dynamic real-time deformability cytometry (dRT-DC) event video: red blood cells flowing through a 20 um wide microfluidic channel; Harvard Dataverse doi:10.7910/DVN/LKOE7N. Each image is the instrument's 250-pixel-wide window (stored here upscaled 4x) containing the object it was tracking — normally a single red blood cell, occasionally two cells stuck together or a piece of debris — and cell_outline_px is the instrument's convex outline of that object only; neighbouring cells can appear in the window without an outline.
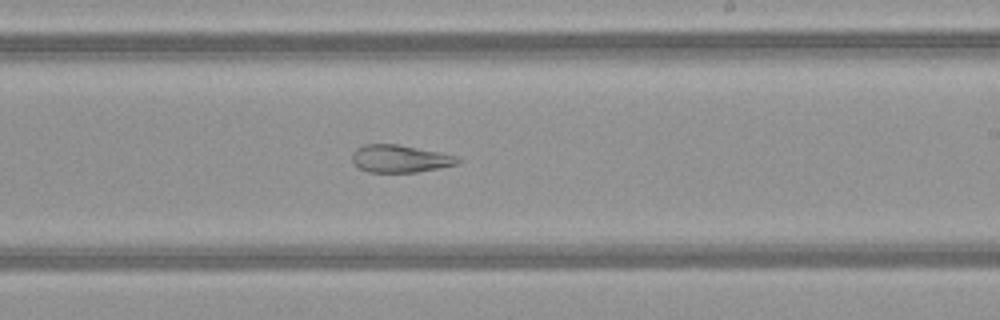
{"species": "common noctule bat (a hibernating species)", "species_latin": "Nyctalus noctula", "temperature_condition": "warm", "stored_images_in_passage": 50, "segment_of_instrument_passage": [2, 2], "camera_frame_rate_fps": 3000, "um_per_image_px": 0.085, "animal": {"sex": "female", "body_mass_g": 21.9}, "frame": {"image": 1, "passage_image": 30, "time_ms": 9.667, "image_size_px": [1000, 320], "cell_outline_px": [[464, 160], [456, 164], [440, 168], [416, 172], [368, 172], [360, 168], [352, 160], [352, 152], [356, 148], [364, 144], [396, 144], [440, 152], [456, 156]], "centroid_in_image_um": [34.01, 13.48], "position_along_channel_um": 255.0, "area_um2": 16.94}}
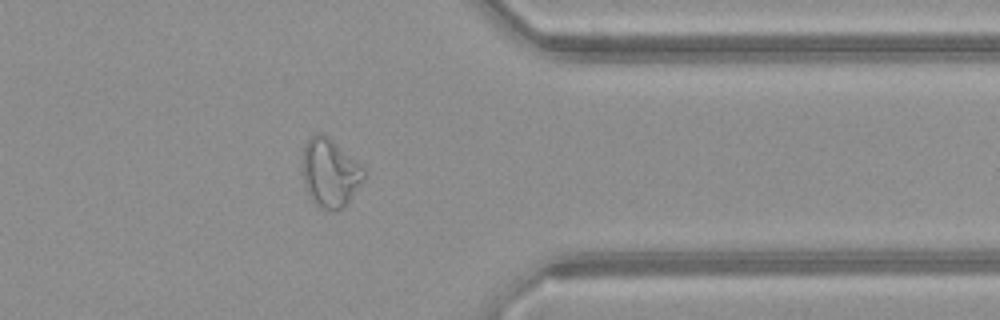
{"frame": {"image": 2, "passage_image": 40, "time_ms": 13.0, "image_size_px": [1000, 320], "cell_outline_px": [[368, 176], [348, 204], [344, 208], [336, 212], [332, 212], [320, 208], [312, 200], [304, 184], [304, 144], [316, 132], [324, 132], [360, 164], [368, 172]], "centroid_in_image_um": [28.12, 14.72], "position_along_channel_um": 383.3, "area_um2": 24.97}}
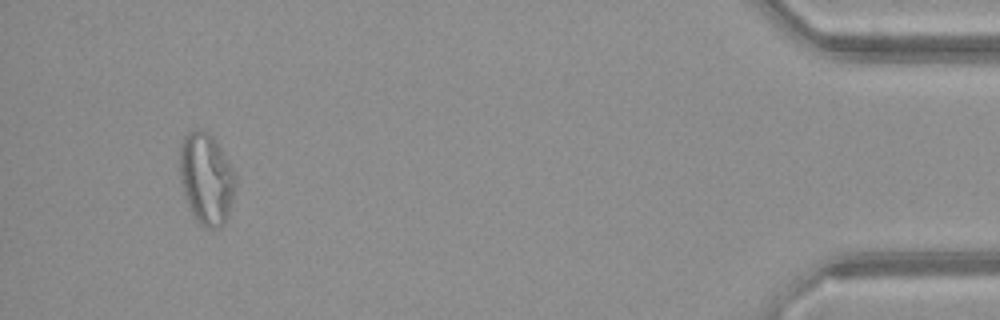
{"frame": {"image": 3, "passage_image": 47, "time_ms": 15.333, "image_size_px": [1000, 320], "cell_outline_px": [[236, 188], [228, 220], [224, 224], [216, 228], [204, 228], [196, 220], [184, 196], [180, 180], [180, 148], [184, 136], [188, 132], [196, 128], [200, 128], [208, 132], [216, 140], [232, 168], [236, 176]], "centroid_in_image_um": [17.55, 15.2], "position_along_channel_um": 417.6, "area_um2": 30.11}}